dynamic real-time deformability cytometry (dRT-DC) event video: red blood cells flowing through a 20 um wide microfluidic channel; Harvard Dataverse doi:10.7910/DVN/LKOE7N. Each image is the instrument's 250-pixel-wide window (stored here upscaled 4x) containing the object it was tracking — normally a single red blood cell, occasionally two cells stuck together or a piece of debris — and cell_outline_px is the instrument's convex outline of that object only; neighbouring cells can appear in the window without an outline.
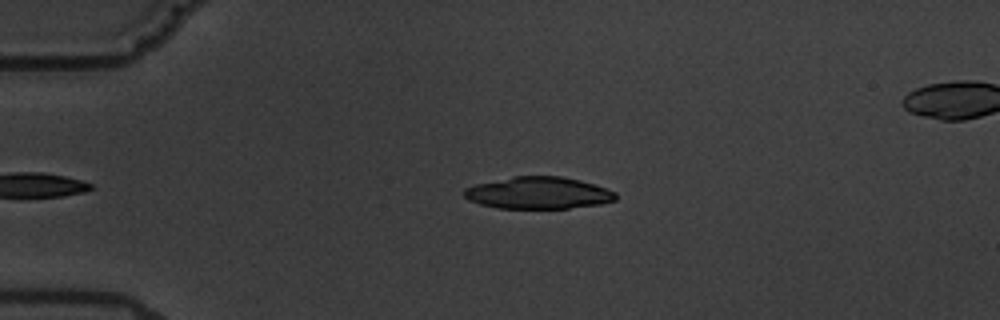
{"species": "common noctule bat (a hibernating species)", "species_latin": "Nyctalus noctula", "temperature_condition": "warm", "stored_images_in_passage": 3, "segment_of_instrument_passage": [1, 2], "camera_frame_rate_fps": 3000, "um_per_image_px": 0.085, "animal": {"sex": "male", "body_mass_g": 19.5, "forearm_length_mm": 54.6}, "frame": {"image": 1, "passage_image": 1, "time_ms": 0.0, "image_size_px": [1000, 320], "cell_outline_px": [[616, 200], [600, 204], [568, 208], [496, 208], [480, 204], [468, 200], [464, 196], [464, 188], [476, 184], [512, 176], [560, 176], [580, 180], [616, 192]], "centroid_in_image_um": [45.73, 16.4], "position_along_channel_um": 39.3, "area_um2": 28.15}}